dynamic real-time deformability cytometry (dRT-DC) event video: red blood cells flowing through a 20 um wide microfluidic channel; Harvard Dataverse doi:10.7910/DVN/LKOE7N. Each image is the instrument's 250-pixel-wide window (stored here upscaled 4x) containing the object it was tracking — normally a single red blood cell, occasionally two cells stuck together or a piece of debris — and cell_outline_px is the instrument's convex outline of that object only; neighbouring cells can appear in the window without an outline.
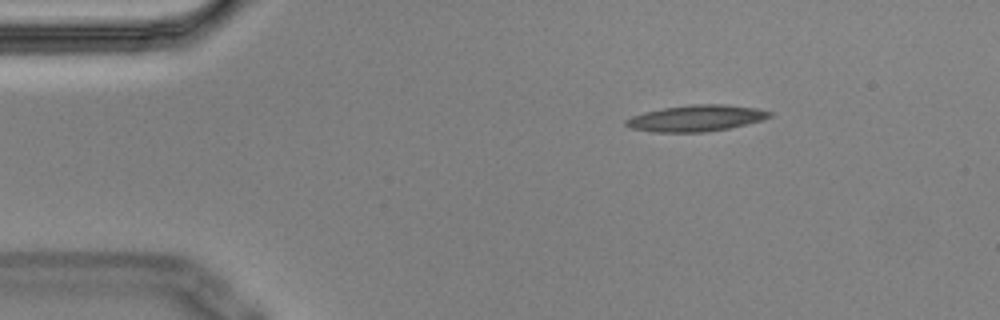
{"species": "Egyptian fruit bat (a non-hibernating species)", "species_latin": "Rousettus aegyptiacus", "temperature_condition": "cold", "stored_images_in_passage": 4, "camera_frame_rate_fps": 3000, "um_per_image_px": 0.085, "animal": {"sex": "male"}, "frame": {"image": 1, "passage_image": 1, "time_ms": 0.0, "image_size_px": [1000, 320], "cell_outline_px": [[772, 116], [764, 120], [728, 128], [704, 132], [652, 132], [632, 128], [624, 124], [624, 120], [632, 116], [644, 112], [664, 108], [692, 104], [724, 104], [756, 108], [772, 112]], "centroid_in_image_um": [59.18, 10.04], "position_along_channel_um": 25.8, "area_um2": 21.96}}